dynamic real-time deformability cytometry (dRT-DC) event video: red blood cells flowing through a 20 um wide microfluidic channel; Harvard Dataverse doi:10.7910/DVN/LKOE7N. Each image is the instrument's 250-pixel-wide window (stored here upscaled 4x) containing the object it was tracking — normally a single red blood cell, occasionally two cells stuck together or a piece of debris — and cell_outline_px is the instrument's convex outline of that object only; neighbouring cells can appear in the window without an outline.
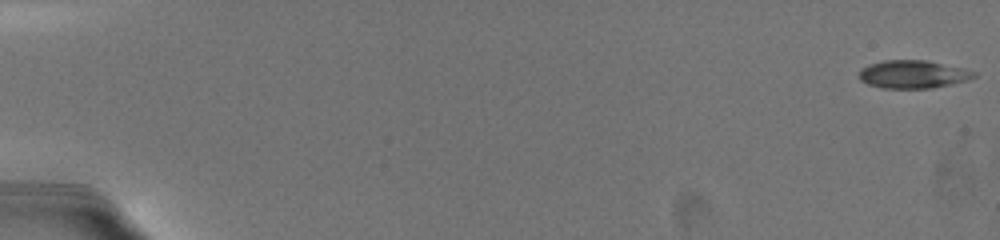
{"species": "common noctule bat (a hibernating species)", "species_latin": "Nyctalus noctula", "temperature_condition": "warm", "stored_images_in_passage": 64, "camera_frame_rate_fps": 3000, "um_per_image_px": 0.085, "animal": {"sex": "female", "body_mass_g": 19.5, "forearm_length_mm": 54.1}, "frame": {"image": 1, "passage_image": 1, "time_ms": 0.0, "image_size_px": [1000, 240], "cell_outline_px": [[976, 76], [968, 80], [932, 88], [880, 88], [868, 84], [860, 80], [856, 76], [860, 68], [868, 64], [884, 60], [924, 60], [960, 68], [976, 72]], "centroid_in_image_um": [77.51, 6.32], "position_along_channel_um": 7.5, "area_um2": 18.73}}
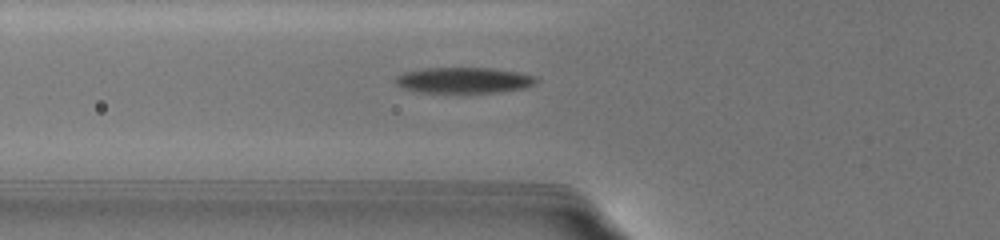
{"frame": {"image": 2, "passage_image": 45, "time_ms": 7.333, "image_size_px": [1000, 240], "cell_outline_px": [[540, 80], [536, 84], [524, 88], [500, 92], [444, 96], [416, 92], [404, 88], [396, 84], [392, 80], [396, 76], [404, 72], [424, 68], [492, 68], [516, 72], [536, 76]], "centroid_in_image_um": [39.38, 6.88], "position_along_channel_um": 86.4, "area_um2": 22.48}}
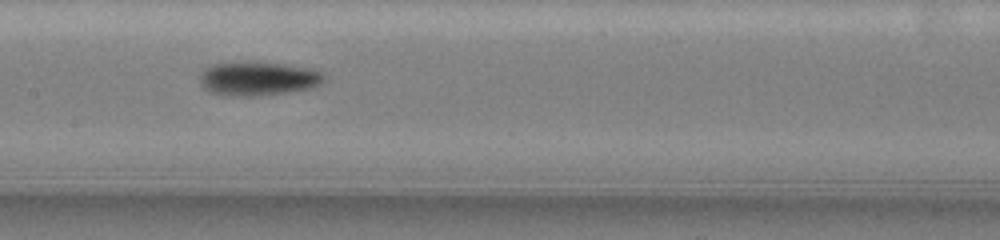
{"frame": {"image": 3, "passage_image": 63, "time_ms": 10.0, "image_size_px": [1000, 240], "cell_outline_px": [[324, 76], [320, 84], [312, 88], [284, 92], [252, 96], [228, 96], [212, 92], [204, 88], [200, 80], [200, 72], [208, 64], [240, 60], [252, 60], [284, 64], [308, 68], [320, 72]], "centroid_in_image_um": [21.85, 6.64], "position_along_channel_um": 185.6, "area_um2": 24.91}}